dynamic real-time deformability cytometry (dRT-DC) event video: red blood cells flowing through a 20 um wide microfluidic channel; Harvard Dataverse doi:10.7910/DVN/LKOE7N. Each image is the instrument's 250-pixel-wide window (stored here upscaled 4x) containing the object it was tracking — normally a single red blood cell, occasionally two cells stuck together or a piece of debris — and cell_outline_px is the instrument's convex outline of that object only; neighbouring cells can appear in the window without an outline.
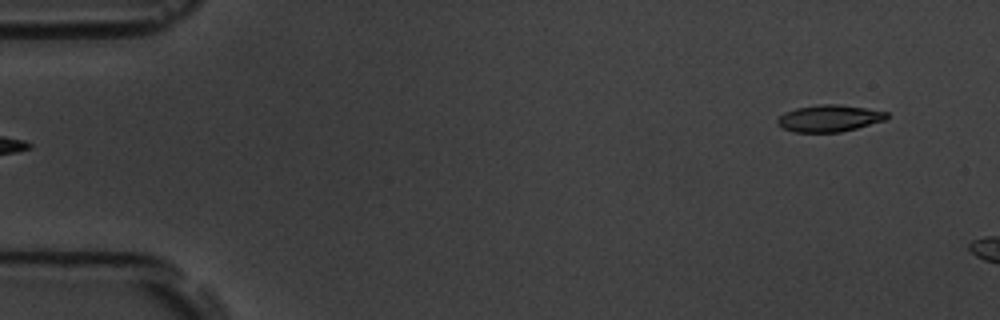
{"species": "common noctule bat (a hibernating species)", "species_latin": "Nyctalus noctula", "temperature_condition": "room temperature", "stored_images_in_passage": 6, "segment_of_instrument_passage": [2, 2], "camera_frame_rate_fps": 3000, "um_per_image_px": 0.085, "animal": {"sex": "male", "body_mass_g": 19.5, "forearm_length_mm": 54.6}, "frame": {"image": 1, "passage_image": 6, "time_ms": 5.667, "image_size_px": [1000, 320], "cell_outline_px": [[888, 116], [884, 120], [856, 128], [840, 132], [792, 132], [776, 124], [776, 120], [784, 112], [796, 108], [820, 104], [840, 104], [888, 112]], "centroid_in_image_um": [70.44, 10.05], "position_along_channel_um": 14.6, "area_um2": 16.99}}